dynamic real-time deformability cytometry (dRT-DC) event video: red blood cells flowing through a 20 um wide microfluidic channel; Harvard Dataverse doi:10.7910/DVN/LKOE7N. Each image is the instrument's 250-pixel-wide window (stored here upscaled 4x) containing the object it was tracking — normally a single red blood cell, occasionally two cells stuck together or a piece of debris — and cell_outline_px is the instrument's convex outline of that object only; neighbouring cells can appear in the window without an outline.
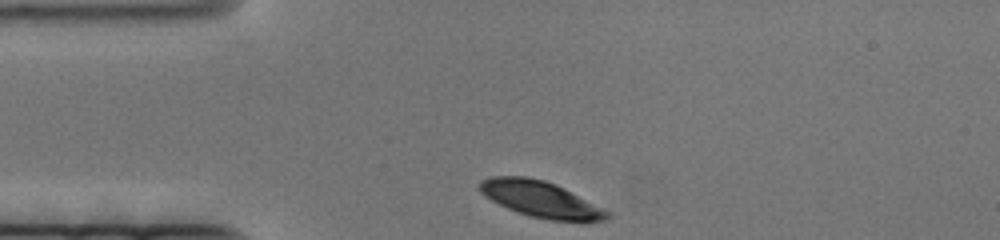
{"species": "human", "species_latin": "Homo sapiens", "temperature_condition": "cold", "stored_images_in_passage": 47, "camera_frame_rate_fps": 3000, "um_per_image_px": 0.085, "donor": {"sex": "female"}, "frame": {"image": 1, "passage_image": 1, "time_ms": 0.0, "image_size_px": [1000, 240], "cell_outline_px": [[612, 216], [608, 220], [584, 224], [548, 220], [532, 216], [508, 208], [492, 200], [480, 192], [476, 188], [476, 184], [480, 180], [492, 176], [528, 176], [544, 180], [556, 184], [612, 212]], "centroid_in_image_um": [46.05, 16.96], "position_along_channel_um": 39.0, "area_um2": 27.63}}
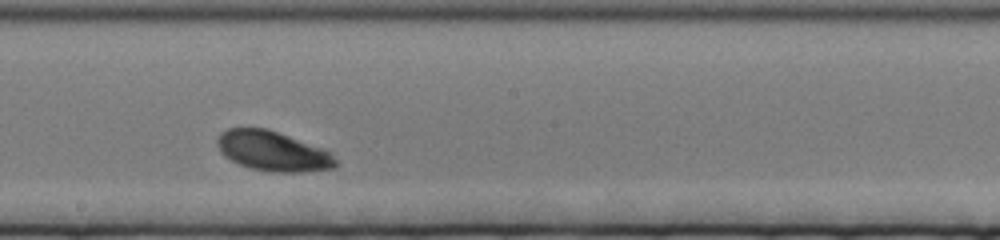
{"frame": {"image": 2, "passage_image": 27, "time_ms": 8.667, "image_size_px": [1000, 240], "cell_outline_px": [[336, 168], [304, 172], [272, 172], [252, 168], [240, 164], [232, 160], [220, 152], [216, 144], [216, 140], [220, 132], [228, 128], [268, 128], [324, 148], [336, 160]], "centroid_in_image_um": [23.18, 12.83], "position_along_channel_um": 225.0, "area_um2": 27.57}}
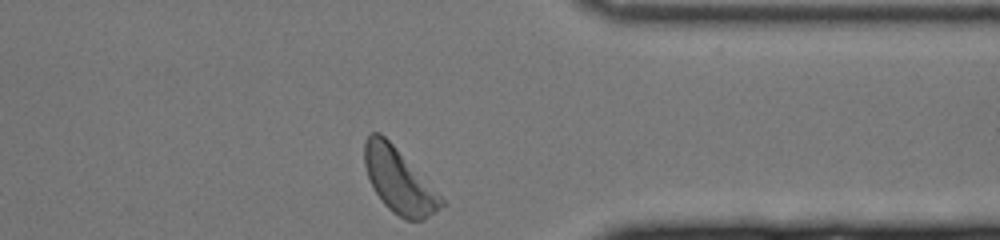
{"frame": {"image": 3, "passage_image": 47, "time_ms": 15.333, "image_size_px": [1000, 240], "cell_outline_px": [[444, 204], [436, 212], [424, 220], [404, 220], [392, 212], [384, 204], [372, 188], [364, 164], [364, 140], [368, 132], [380, 132], [396, 148], [444, 200]], "centroid_in_image_um": [33.86, 15.36], "position_along_channel_um": 377.5, "area_um2": 28.55}}